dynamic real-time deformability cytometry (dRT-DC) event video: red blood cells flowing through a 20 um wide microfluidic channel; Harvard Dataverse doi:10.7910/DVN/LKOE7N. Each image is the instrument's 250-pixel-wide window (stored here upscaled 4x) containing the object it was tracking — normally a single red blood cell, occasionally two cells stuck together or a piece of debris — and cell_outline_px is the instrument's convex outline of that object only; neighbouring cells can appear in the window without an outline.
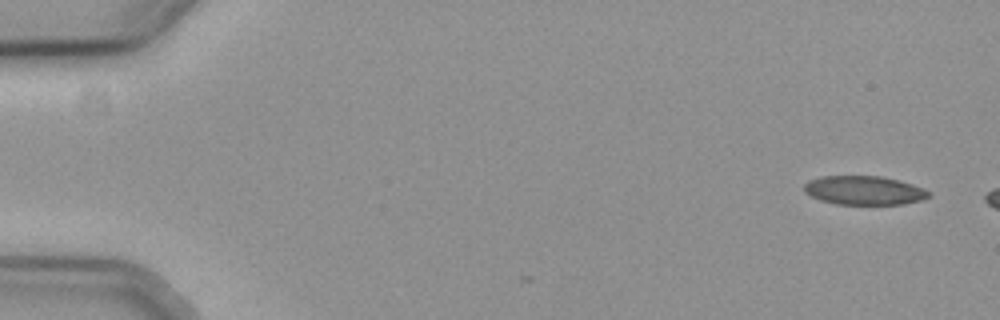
{"species": "common noctule bat (a hibernating species)", "species_latin": "Nyctalus noctula", "temperature_condition": "cold", "stored_images_in_passage": 6, "camera_frame_rate_fps": 3000, "um_per_image_px": 0.085, "animal": {"sex": "female", "body_mass_g": 19.3, "forearm_length_mm": 54.1}, "frame": {"image": 1, "passage_image": 1, "time_ms": 0.0, "image_size_px": [1000, 320], "cell_outline_px": [[932, 196], [924, 200], [904, 204], [836, 204], [820, 200], [804, 192], [804, 184], [808, 180], [820, 176], [880, 176], [900, 180], [924, 188]], "centroid_in_image_um": [73.46, 16.18], "position_along_channel_um": 11.5, "area_um2": 21.15}}